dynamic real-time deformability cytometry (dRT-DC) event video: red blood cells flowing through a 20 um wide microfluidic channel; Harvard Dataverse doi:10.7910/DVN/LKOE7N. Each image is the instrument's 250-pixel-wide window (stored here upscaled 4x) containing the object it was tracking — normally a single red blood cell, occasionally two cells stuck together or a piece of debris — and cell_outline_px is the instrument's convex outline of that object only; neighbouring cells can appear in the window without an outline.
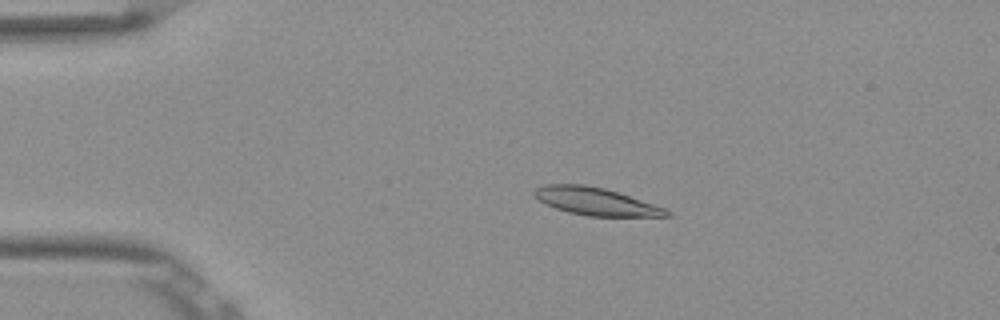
{"species": "Egyptian fruit bat (a non-hibernating species)", "species_latin": "Rousettus aegyptiacus", "temperature_condition": "room temperature", "stored_images_in_passage": 53, "camera_frame_rate_fps": 3000, "um_per_image_px": 0.085, "frame": {"image": 1, "passage_image": 11, "time_ms": 3.333, "image_size_px": [1000, 320], "cell_outline_px": [[672, 216], [588, 216], [568, 212], [544, 204], [532, 192], [536, 188], [544, 184], [584, 184], [604, 188], [664, 208], [672, 212]], "centroid_in_image_um": [50.6, 17.12], "position_along_channel_um": 34.4, "area_um2": 20.98}}
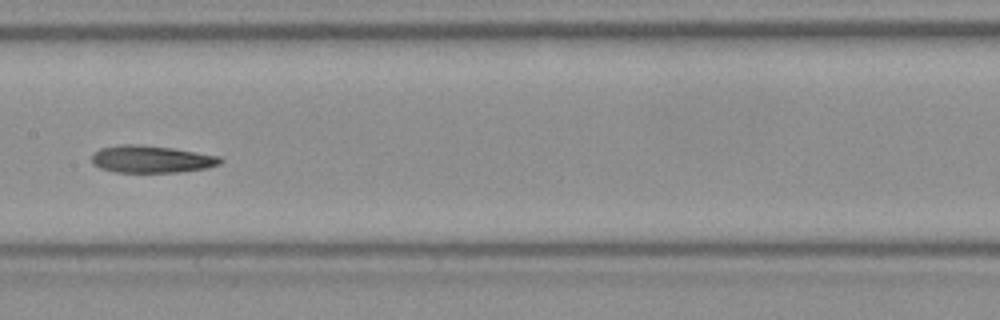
{"frame": {"image": 2, "passage_image": 27, "time_ms": 8.667, "image_size_px": [1000, 320], "cell_outline_px": [[224, 160], [220, 164], [208, 168], [180, 172], [116, 172], [100, 168], [92, 164], [92, 152], [100, 148], [120, 144], [136, 144], [172, 148], [220, 156]], "centroid_in_image_um": [12.86, 13.53], "position_along_channel_um": 194.5, "area_um2": 20.58}}
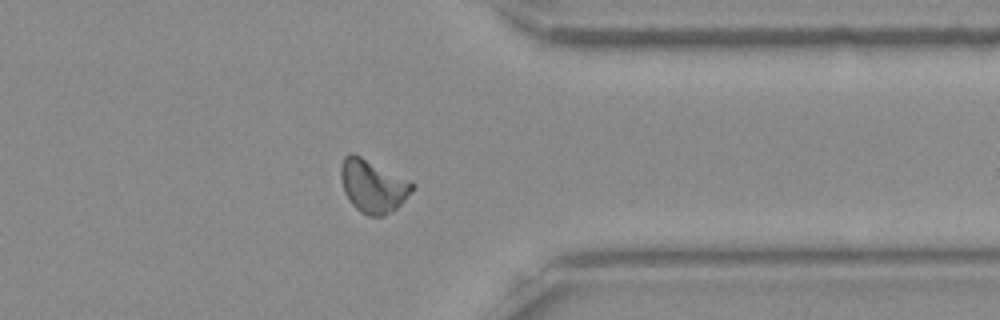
{"frame": {"image": 3, "passage_image": 42, "time_ms": 13.667, "image_size_px": [1000, 320], "cell_outline_px": [[416, 188], [392, 212], [384, 216], [368, 216], [360, 212], [352, 204], [344, 192], [340, 176], [340, 164], [344, 156], [348, 152], [352, 152], [412, 180], [416, 184]], "centroid_in_image_um": [31.71, 15.79], "position_along_channel_um": 379.7, "area_um2": 22.48}, "authors_computed_cell_mechanics": {"area_um2": 20.808, "velocity_mm_per_s": 3.8523, "shape_relaxation_time_tau1_ms": 7.5346, "shape_relaxation_time_tau2_ms": null, "deformation_change_tau1": 0.185, "deformation_change_tau2": null}}